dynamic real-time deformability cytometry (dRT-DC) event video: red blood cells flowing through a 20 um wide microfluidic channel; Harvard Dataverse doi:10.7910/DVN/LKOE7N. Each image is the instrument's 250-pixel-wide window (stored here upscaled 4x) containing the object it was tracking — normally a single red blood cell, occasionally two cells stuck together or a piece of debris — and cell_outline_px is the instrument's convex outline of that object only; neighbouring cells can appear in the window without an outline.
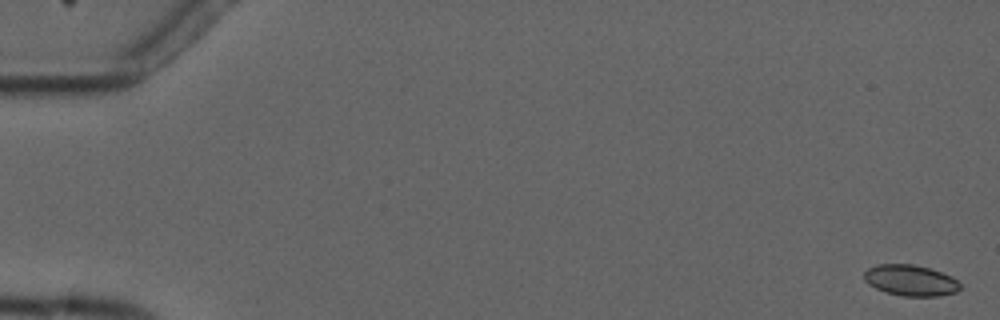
{"species": "common noctule bat (a hibernating species)", "species_latin": "Nyctalus noctula", "temperature_condition": "cold", "stored_images_in_passage": 5, "camera_frame_rate_fps": 3000, "um_per_image_px": 0.085, "animal": {"sex": "male", "forearm_length_mm": 52.5}, "frame": {"image": 1, "passage_image": 1, "time_ms": 0.0, "image_size_px": [1000, 320], "cell_outline_px": [[960, 288], [956, 292], [940, 296], [904, 296], [888, 292], [876, 288], [868, 284], [864, 280], [864, 272], [868, 268], [876, 264], [912, 264], [928, 268], [952, 276], [960, 284]], "centroid_in_image_um": [77.39, 23.83], "position_along_channel_um": 7.6, "area_um2": 17.22}}